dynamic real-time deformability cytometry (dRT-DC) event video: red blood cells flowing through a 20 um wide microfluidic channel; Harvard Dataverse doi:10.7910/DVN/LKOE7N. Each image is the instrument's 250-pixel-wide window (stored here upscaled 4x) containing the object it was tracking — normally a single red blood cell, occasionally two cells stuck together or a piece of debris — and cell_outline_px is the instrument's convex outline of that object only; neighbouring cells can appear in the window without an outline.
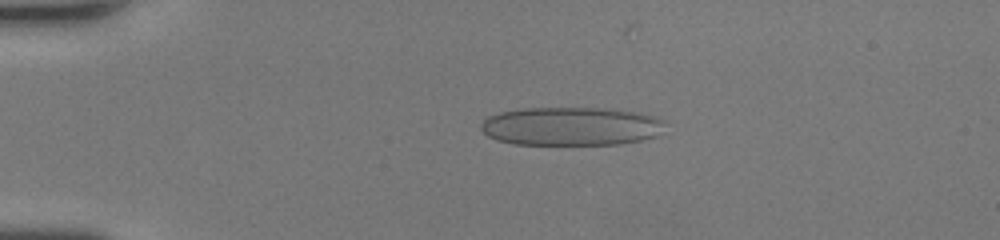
{"species": "human", "species_latin": "Homo sapiens", "temperature_condition": "room temperature", "stored_images_in_passage": 48, "camera_frame_rate_fps": 3000, "um_per_image_px": 0.085, "donor": {"sex": "female"}, "frame": {"image": 1, "passage_image": 11, "time_ms": 3.333, "image_size_px": [1000, 240], "cell_outline_px": [[664, 120], [660, 136], [620, 144], [516, 144], [496, 140], [488, 136], [480, 128], [480, 124], [488, 116], [500, 112], [528, 108], [608, 108], [640, 112]], "centroid_in_image_um": [48.56, 10.73], "position_along_channel_um": 36.4, "area_um2": 41.44}}
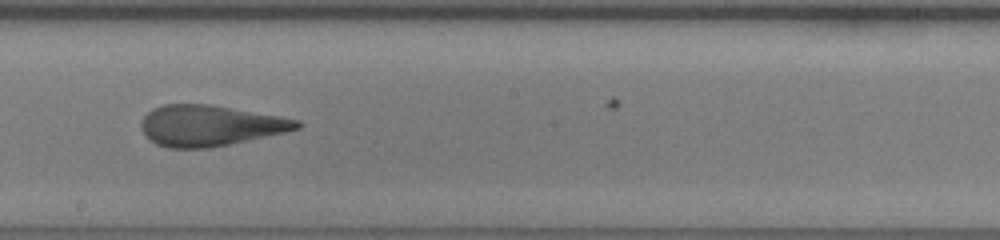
{"frame": {"image": 2, "passage_image": 28, "time_ms": 9.0, "image_size_px": [1000, 240], "cell_outline_px": [[300, 128], [284, 132], [228, 144], [208, 148], [168, 148], [156, 144], [148, 140], [140, 124], [144, 116], [152, 108], [160, 104], [208, 104], [280, 116], [300, 120]], "centroid_in_image_um": [17.8, 10.67], "position_along_channel_um": 230.4, "area_um2": 36.82}}
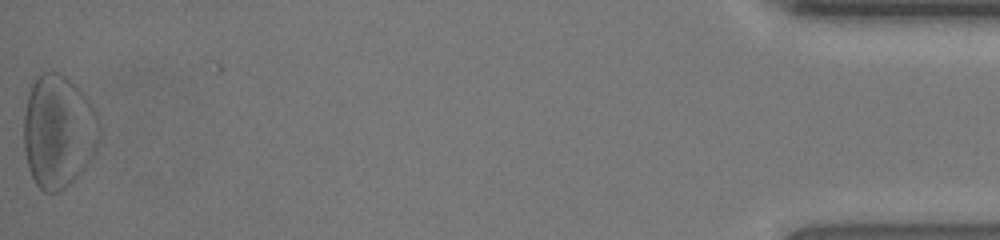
{"frame": {"image": 3, "passage_image": 48, "time_ms": 15.667, "image_size_px": [1000, 240], "cell_outline_px": [[100, 136], [92, 156], [84, 168], [60, 192], [44, 192], [36, 184], [28, 168], [24, 152], [24, 112], [28, 96], [32, 84], [36, 76], [40, 72], [60, 72], [76, 84], [88, 96], [96, 108], [100, 124]], "centroid_in_image_um": [4.97, 11.12], "position_along_channel_um": 430.2, "area_um2": 50.34}, "authors_computed_cell_mechanics": {"area_um2": 38.1769, "velocity_mm_per_s": 4.3787, "shape_relaxation_time_tau1_ms": 8.1626, "shape_relaxation_time_tau2_ms": 1.0601, "deformation_change_tau1": 0.281, "deformation_change_tau2": 0.095}}